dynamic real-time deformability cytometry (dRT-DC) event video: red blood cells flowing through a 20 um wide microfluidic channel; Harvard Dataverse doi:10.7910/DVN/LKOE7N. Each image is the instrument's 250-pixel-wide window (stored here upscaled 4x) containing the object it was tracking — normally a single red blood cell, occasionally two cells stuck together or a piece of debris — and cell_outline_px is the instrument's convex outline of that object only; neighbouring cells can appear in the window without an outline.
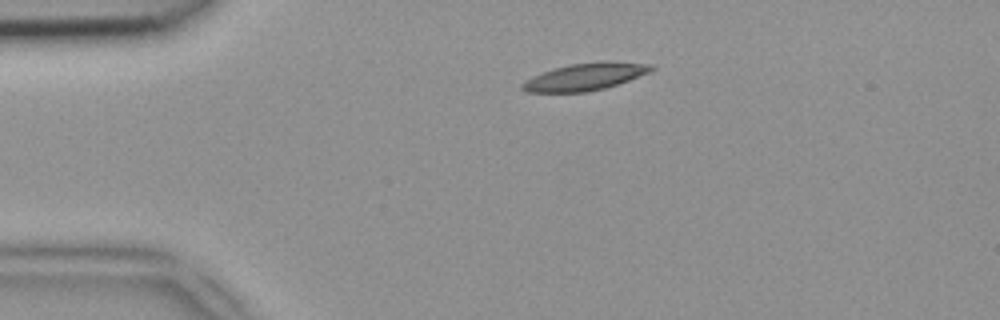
{"species": "common noctule bat (a hibernating species)", "species_latin": "Nyctalus noctula", "temperature_condition": "room temperature", "stored_images_in_passage": 41, "camera_frame_rate_fps": 3000, "um_per_image_px": 0.085, "animal": {"sex": "female", "body_mass_g": 18.4}, "frame": {"image": 1, "passage_image": 2, "time_ms": 0.333, "image_size_px": [1000, 320], "cell_outline_px": [[656, 68], [652, 72], [604, 88], [584, 92], [524, 92], [520, 88], [520, 84], [524, 80], [532, 76], [552, 68], [572, 64], [600, 60], [608, 60], [652, 64]], "centroid_in_image_um": [49.74, 6.5], "position_along_channel_um": 35.3, "area_um2": 20.81}}
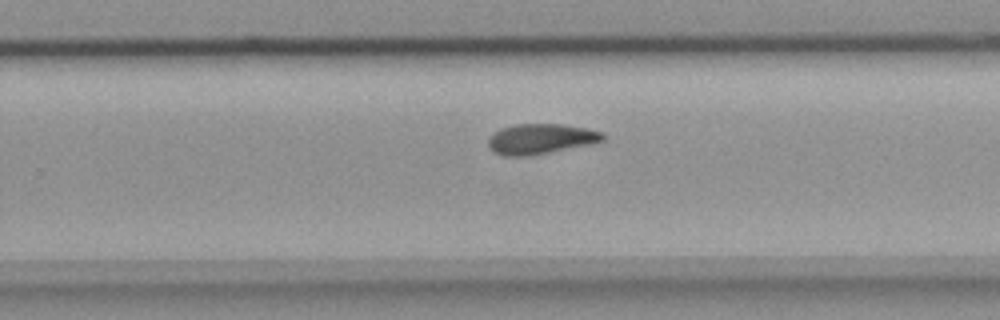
{"frame": {"image": 2, "passage_image": 23, "time_ms": 7.333, "image_size_px": [1000, 320], "cell_outline_px": [[604, 140], [592, 144], [528, 156], [504, 156], [488, 148], [488, 136], [492, 132], [500, 128], [512, 124], [560, 124], [588, 128], [600, 132], [604, 136]], "centroid_in_image_um": [45.9, 11.8], "position_along_channel_um": 283.9, "area_um2": 20.35}}
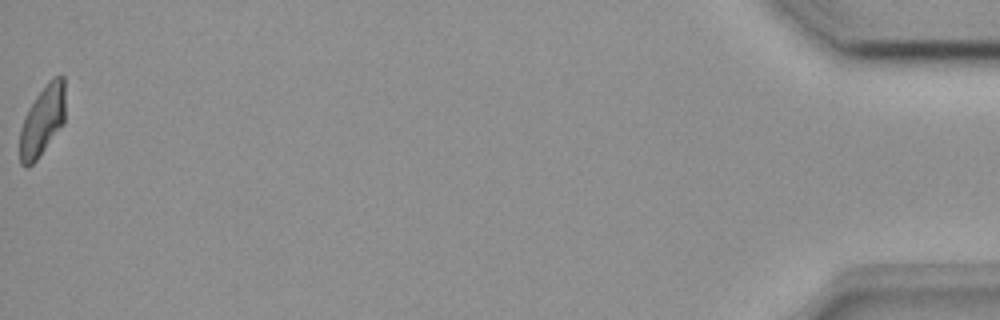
{"frame": {"image": 3, "passage_image": 41, "time_ms": 13.333, "image_size_px": [1000, 320], "cell_outline_px": [[64, 124], [36, 160], [28, 168], [24, 168], [20, 164], [20, 128], [24, 116], [28, 108], [36, 96], [48, 80], [52, 76], [64, 76]], "centroid_in_image_um": [3.59, 10.26], "position_along_channel_um": 431.6, "area_um2": 18.73}}